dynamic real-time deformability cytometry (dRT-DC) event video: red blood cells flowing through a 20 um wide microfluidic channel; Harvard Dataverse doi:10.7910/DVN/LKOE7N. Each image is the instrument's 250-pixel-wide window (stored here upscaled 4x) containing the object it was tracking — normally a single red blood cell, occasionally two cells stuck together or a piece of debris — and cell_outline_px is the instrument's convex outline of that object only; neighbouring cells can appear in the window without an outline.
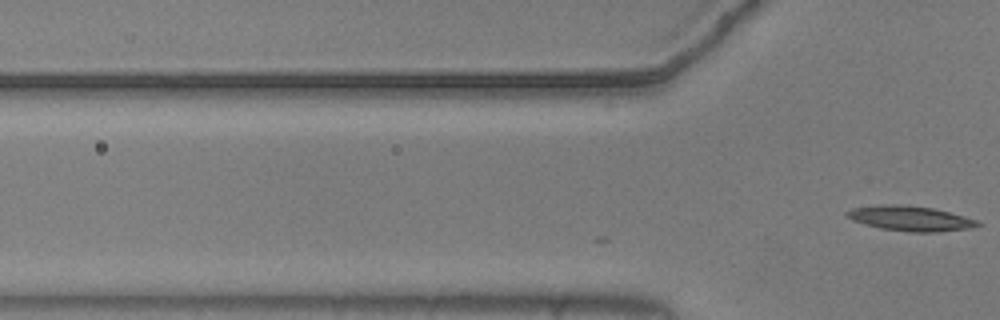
{"species": "common noctule bat (a hibernating species)", "species_latin": "Nyctalus noctula", "temperature_condition": "warm", "stored_images_in_passage": 8, "camera_frame_rate_fps": 3000, "um_per_image_px": 0.085, "animal": {"sex": "male", "body_mass_g": 20.5, "forearm_length_mm": 52.5}, "frame": {"image": 1, "passage_image": 8, "time_ms": 2.333, "image_size_px": [1000, 320], "cell_outline_px": [[980, 224], [972, 228], [936, 232], [912, 232], [880, 228], [864, 224], [852, 220], [844, 216], [844, 212], [852, 208], [880, 204], [900, 204], [932, 208], [964, 216], [976, 220]], "centroid_in_image_um": [77.31, 18.56], "position_along_channel_um": 48.5, "area_um2": 19.02}}